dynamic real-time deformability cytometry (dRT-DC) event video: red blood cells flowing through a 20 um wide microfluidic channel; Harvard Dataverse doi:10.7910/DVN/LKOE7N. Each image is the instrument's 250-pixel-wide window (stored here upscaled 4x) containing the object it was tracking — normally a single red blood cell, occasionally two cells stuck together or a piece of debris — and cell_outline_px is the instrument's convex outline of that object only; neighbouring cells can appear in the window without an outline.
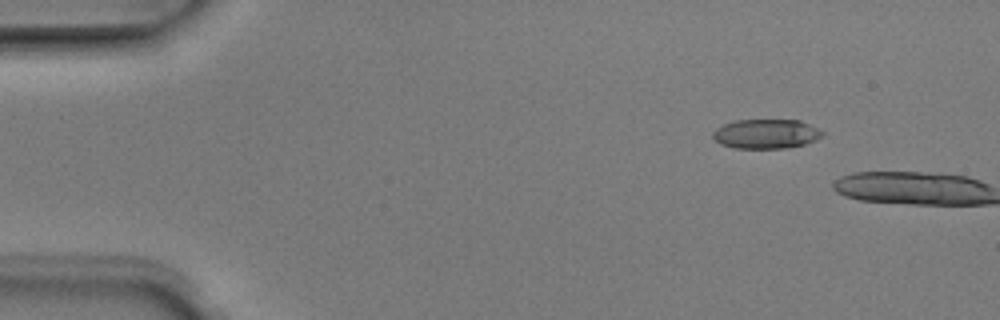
{"species": "Egyptian fruit bat (a non-hibernating species)", "species_latin": "Rousettus aegyptiacus", "temperature_condition": "room temperature", "stored_images_in_passage": 2, "camera_frame_rate_fps": 3000, "um_per_image_px": 0.085, "animal": {"sex": "male"}, "frame": {"image": 1, "passage_image": 1, "time_ms": 0.0, "image_size_px": [1000, 320], "cell_outline_px": [[824, 136], [816, 140], [804, 144], [784, 148], [736, 148], [720, 144], [712, 136], [712, 132], [716, 128], [724, 124], [736, 120], [800, 120], [824, 132]], "centroid_in_image_um": [65.11, 11.38], "position_along_channel_um": 19.9, "area_um2": 18.73}}